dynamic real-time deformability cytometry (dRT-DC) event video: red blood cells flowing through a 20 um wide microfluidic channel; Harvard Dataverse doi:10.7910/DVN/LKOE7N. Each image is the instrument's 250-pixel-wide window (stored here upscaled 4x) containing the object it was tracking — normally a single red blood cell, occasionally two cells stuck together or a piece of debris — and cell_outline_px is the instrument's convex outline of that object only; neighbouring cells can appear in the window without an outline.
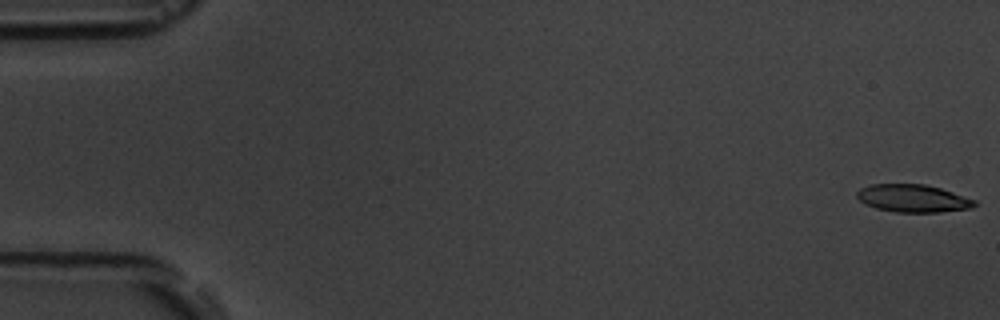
{"species": "common noctule bat (a hibernating species)", "species_latin": "Nyctalus noctula", "temperature_condition": "room temperature", "stored_images_in_passage": 5, "camera_frame_rate_fps": 3000, "um_per_image_px": 0.085, "animal": {"sex": "male", "body_mass_g": 19.5, "forearm_length_mm": 54.6}, "frame": {"image": 1, "passage_image": 1, "time_ms": 0.0, "image_size_px": [1000, 320], "cell_outline_px": [[976, 204], [972, 208], [940, 212], [896, 212], [876, 208], [864, 204], [856, 196], [856, 192], [860, 188], [868, 184], [924, 184], [940, 188], [976, 200]], "centroid_in_image_um": [77.57, 16.86], "position_along_channel_um": 7.4, "area_um2": 19.02}}